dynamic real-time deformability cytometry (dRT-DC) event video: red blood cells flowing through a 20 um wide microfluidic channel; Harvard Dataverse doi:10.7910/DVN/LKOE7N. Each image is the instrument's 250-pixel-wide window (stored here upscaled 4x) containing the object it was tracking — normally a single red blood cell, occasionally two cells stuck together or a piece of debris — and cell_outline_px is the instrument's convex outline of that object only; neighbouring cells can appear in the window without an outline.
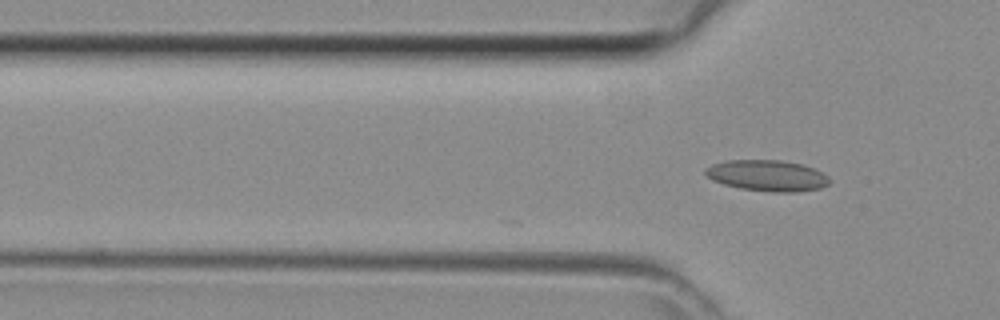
{"species": "common noctule bat (a hibernating species)", "species_latin": "Nyctalus noctula", "temperature_condition": "room temperature", "stored_images_in_passage": 9, "camera_frame_rate_fps": 3000, "um_per_image_px": 0.085, "animal": {"sex": "female", "body_mass_g": 29.2, "forearm_length_mm": 56.3}, "frame": {"image": 1, "passage_image": 9, "time_ms": 2.667, "image_size_px": [1000, 320], "cell_outline_px": [[832, 180], [828, 184], [820, 188], [796, 192], [772, 192], [740, 188], [724, 184], [712, 180], [704, 172], [704, 168], [712, 164], [728, 160], [780, 160], [800, 164], [812, 168], [828, 176]], "centroid_in_image_um": [65.2, 14.93], "position_along_channel_um": 60.6, "area_um2": 22.37}}